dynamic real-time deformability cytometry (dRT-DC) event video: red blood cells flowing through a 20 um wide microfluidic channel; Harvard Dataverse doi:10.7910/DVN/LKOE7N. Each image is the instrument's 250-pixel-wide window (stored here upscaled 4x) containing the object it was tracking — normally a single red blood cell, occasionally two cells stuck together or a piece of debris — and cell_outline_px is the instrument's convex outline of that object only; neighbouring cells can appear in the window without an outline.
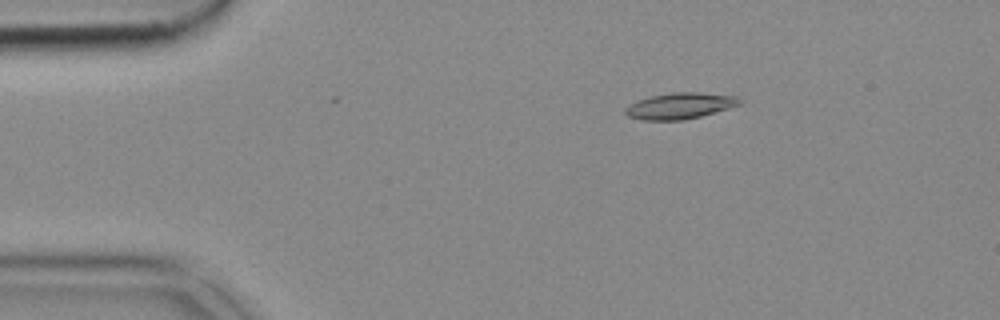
{"species": "common noctule bat (a hibernating species)", "species_latin": "Nyctalus noctula", "temperature_condition": "cold", "stored_images_in_passage": 53, "camera_frame_rate_fps": 3000, "um_per_image_px": 0.085, "animal": {"sex": "female", "body_mass_g": 18.4}, "frame": {"image": 1, "passage_image": 9, "time_ms": 2.667, "image_size_px": [1000, 320], "cell_outline_px": [[744, 100], [740, 104], [728, 108], [700, 116], [684, 120], [644, 120], [628, 116], [624, 112], [624, 108], [628, 104], [648, 96], [672, 92], [700, 92], [736, 96]], "centroid_in_image_um": [57.77, 8.98], "position_along_channel_um": 27.2, "area_um2": 17.51}}
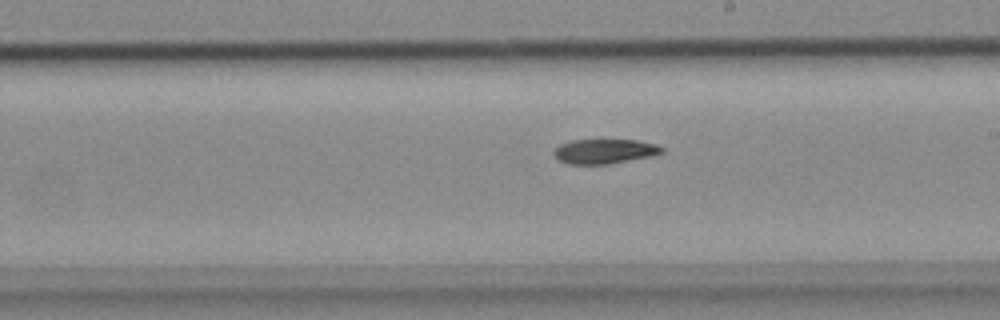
{"frame": {"image": 2, "passage_image": 30, "time_ms": 9.667, "image_size_px": [1000, 320], "cell_outline_px": [[664, 152], [652, 156], [608, 164], [568, 164], [560, 160], [552, 152], [560, 144], [572, 140], [636, 140], [656, 144], [664, 148]], "centroid_in_image_um": [51.41, 12.86], "position_along_channel_um": 237.6, "area_um2": 15.43}}
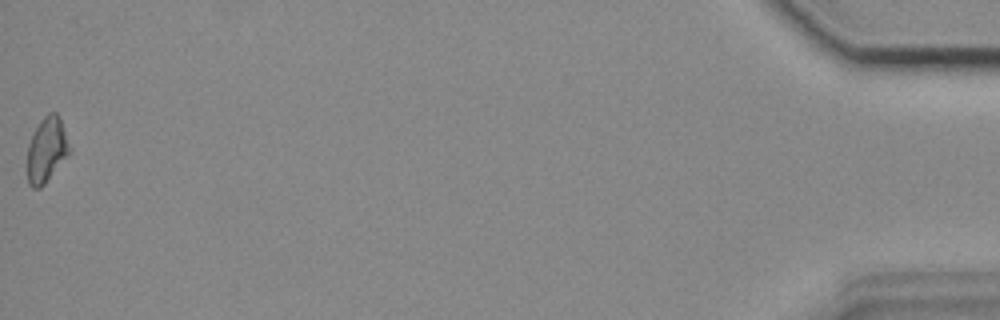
{"frame": {"image": 3, "passage_image": 53, "time_ms": 17.333, "image_size_px": [1000, 320], "cell_outline_px": [[72, 148], [68, 156], [44, 184], [40, 188], [32, 188], [28, 184], [28, 144], [32, 132], [40, 120], [48, 112], [56, 112], [60, 116]], "centroid_in_image_um": [3.99, 12.69], "position_along_channel_um": 431.2, "area_um2": 16.3}}